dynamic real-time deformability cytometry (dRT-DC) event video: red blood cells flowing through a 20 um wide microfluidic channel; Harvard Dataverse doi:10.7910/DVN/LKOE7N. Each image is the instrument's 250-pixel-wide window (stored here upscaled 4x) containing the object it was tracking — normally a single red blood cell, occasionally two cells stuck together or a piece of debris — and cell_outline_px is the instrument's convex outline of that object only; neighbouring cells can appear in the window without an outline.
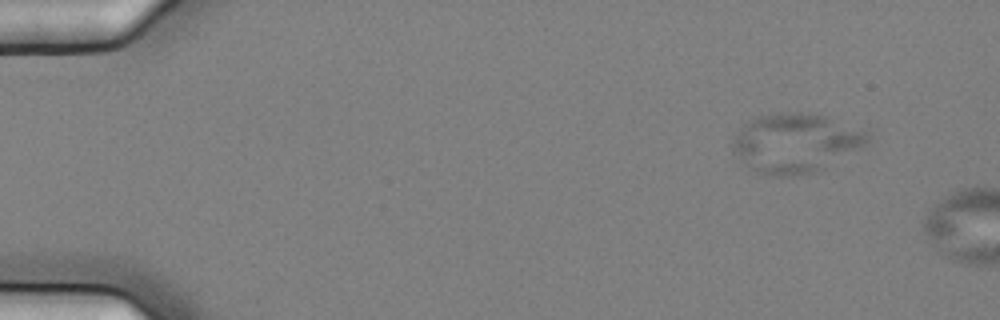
{"species": "common noctule bat (a hibernating species)", "species_latin": "Nyctalus noctula", "temperature_condition": "cold", "stored_images_in_passage": 4, "camera_frame_rate_fps": 3000, "um_per_image_px": 0.085, "animal": {"sex": "female", "body_mass_g": 25.1}, "frame": {"image": 1, "passage_image": 2, "time_ms": 0.333, "image_size_px": [1000, 320], "cell_outline_px": [[872, 140], [868, 144], [824, 168], [812, 172], [792, 176], [776, 176], [756, 172], [740, 164], [732, 152], [732, 136], [748, 120], [756, 116], [780, 112], [800, 112], [828, 116], [872, 132]], "centroid_in_image_um": [67.61, 12.14], "position_along_channel_um": 17.4, "area_um2": 47.57}}